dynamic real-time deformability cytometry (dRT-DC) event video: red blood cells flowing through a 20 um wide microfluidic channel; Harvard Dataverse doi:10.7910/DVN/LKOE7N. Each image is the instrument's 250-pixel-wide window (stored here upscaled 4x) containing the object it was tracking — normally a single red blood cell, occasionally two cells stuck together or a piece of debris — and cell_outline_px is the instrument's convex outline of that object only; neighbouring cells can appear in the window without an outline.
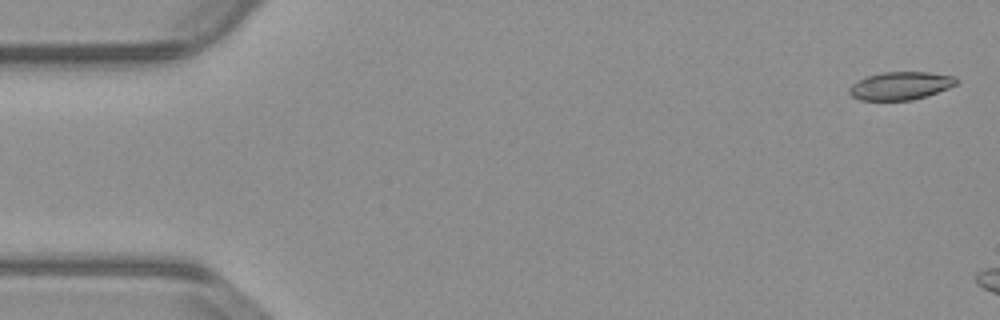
{"species": "common noctule bat (a hibernating species)", "species_latin": "Nyctalus noctula", "temperature_condition": "warm", "stored_images_in_passage": 7, "camera_frame_rate_fps": 3000, "um_per_image_px": 0.085, "animal": {"sex": "male", "body_mass_g": 23.1, "forearm_length_mm": 52.7}, "frame": {"image": 1, "passage_image": 2, "time_ms": 0.333, "image_size_px": [1000, 320], "cell_outline_px": [[960, 80], [956, 84], [948, 88], [912, 100], [860, 100], [852, 96], [848, 92], [848, 88], [856, 80], [868, 76], [884, 72], [928, 72], [956, 76]], "centroid_in_image_um": [76.53, 7.28], "position_along_channel_um": 8.5, "area_um2": 17.46}}